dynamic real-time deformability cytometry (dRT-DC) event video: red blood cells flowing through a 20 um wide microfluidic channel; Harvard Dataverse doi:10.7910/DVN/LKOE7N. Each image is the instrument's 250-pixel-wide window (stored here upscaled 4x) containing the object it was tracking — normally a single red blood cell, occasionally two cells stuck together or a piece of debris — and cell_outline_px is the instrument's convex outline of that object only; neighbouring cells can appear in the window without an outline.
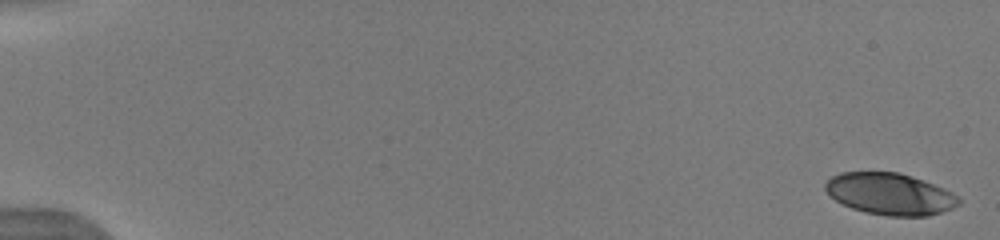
{"species": "human", "species_latin": "Homo sapiens", "temperature_condition": "warm", "stored_images_in_passage": 7, "camera_frame_rate_fps": 3000, "um_per_image_px": 0.085, "donor": {"sex": "male"}, "frame": {"image": 1, "passage_image": 1, "time_ms": 0.0, "image_size_px": [1000, 240], "cell_outline_px": [[960, 204], [952, 208], [928, 216], [888, 216], [864, 212], [852, 208], [828, 196], [824, 188], [824, 184], [832, 176], [840, 172], [900, 172], [924, 180], [944, 188], [960, 196]], "centroid_in_image_um": [75.65, 16.48], "position_along_channel_um": 9.4, "area_um2": 32.66}}
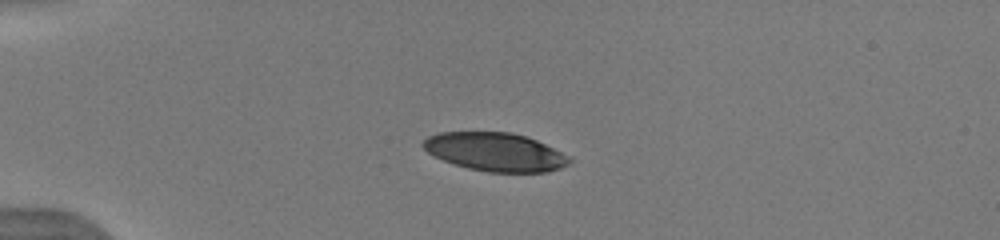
{"frame": {"image": 2, "passage_image": 6, "time_ms": 4.333, "image_size_px": [1000, 240], "cell_outline_px": [[572, 164], [548, 172], [488, 172], [468, 168], [452, 164], [428, 152], [420, 144], [428, 136], [440, 132], [508, 132], [524, 136], [536, 140], [572, 156]], "centroid_in_image_um": [42.14, 12.92], "position_along_channel_um": 42.9, "area_um2": 32.89}}